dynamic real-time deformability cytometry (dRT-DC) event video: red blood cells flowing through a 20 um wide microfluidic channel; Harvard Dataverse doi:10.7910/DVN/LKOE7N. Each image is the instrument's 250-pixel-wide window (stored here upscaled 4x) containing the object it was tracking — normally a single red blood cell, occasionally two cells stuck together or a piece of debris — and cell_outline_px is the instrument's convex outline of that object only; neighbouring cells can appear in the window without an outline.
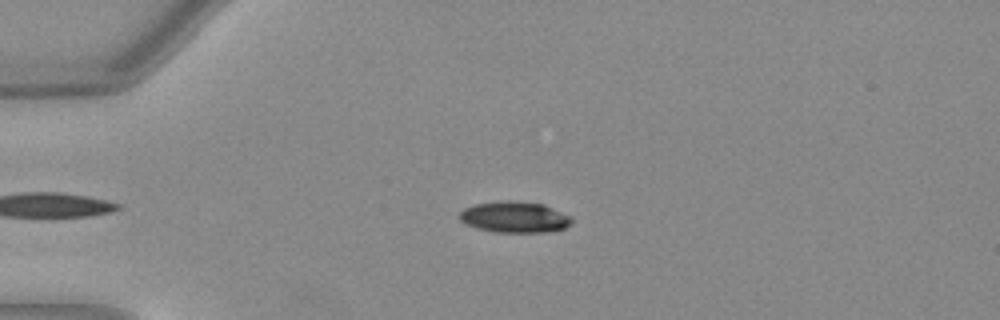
{"species": "Egyptian fruit bat (a non-hibernating species)", "species_latin": "Rousettus aegyptiacus", "temperature_condition": "warm", "stored_images_in_passage": 48, "camera_frame_rate_fps": 3000, "um_per_image_px": 0.085, "animal": {"sex": "female"}, "frame": {"image": 1, "passage_image": 14, "time_ms": 4.333, "image_size_px": [1000, 320], "cell_outline_px": [[572, 220], [564, 228], [552, 232], [496, 232], [476, 228], [464, 224], [460, 220], [460, 212], [464, 208], [476, 204], [544, 204], [572, 216]], "centroid_in_image_um": [43.77, 18.52], "position_along_channel_um": 41.2, "area_um2": 19.36}}
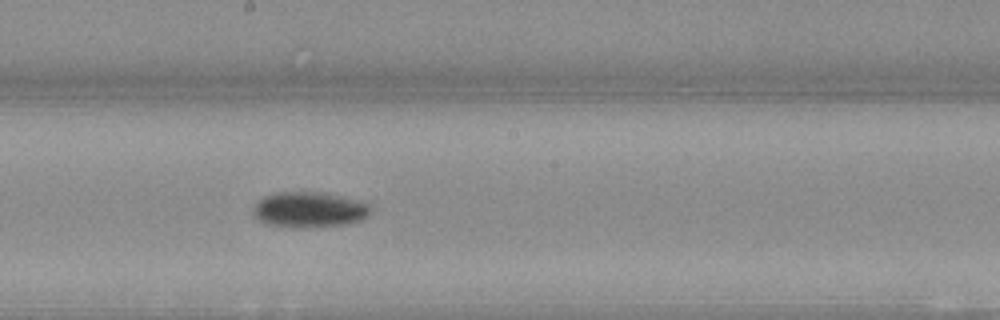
{"frame": {"image": 2, "passage_image": 30, "time_ms": 9.667, "image_size_px": [1000, 320], "cell_outline_px": [[372, 212], [368, 216], [360, 220], [348, 224], [308, 228], [288, 228], [264, 224], [252, 212], [252, 208], [264, 196], [276, 192], [320, 192], [368, 204]], "centroid_in_image_um": [26.23, 17.86], "position_along_channel_um": 222.0, "area_um2": 24.33}}
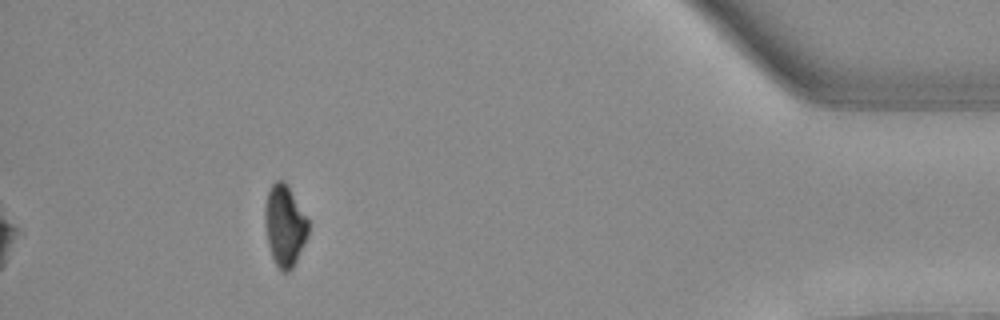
{"frame": {"image": 3, "passage_image": 48, "time_ms": 15.667, "image_size_px": [1000, 320], "cell_outline_px": [[308, 232], [296, 260], [292, 268], [288, 272], [280, 272], [272, 256], [268, 244], [264, 220], [264, 208], [268, 192], [272, 184], [276, 180], [284, 180], [288, 184], [308, 220]], "centroid_in_image_um": [24.17, 19.15], "position_along_channel_um": 411.0, "area_um2": 20.35}, "authors_computed_cell_mechanics": {"area_um2": 21.4438, "velocity_mm_per_s": 4.0315, "shape_relaxation_time_tau1_ms": 3.1483, "shape_relaxation_time_tau2_ms": 6.945, "deformation_change_tau1": 0.1253, "deformation_change_tau2": 0.114}}